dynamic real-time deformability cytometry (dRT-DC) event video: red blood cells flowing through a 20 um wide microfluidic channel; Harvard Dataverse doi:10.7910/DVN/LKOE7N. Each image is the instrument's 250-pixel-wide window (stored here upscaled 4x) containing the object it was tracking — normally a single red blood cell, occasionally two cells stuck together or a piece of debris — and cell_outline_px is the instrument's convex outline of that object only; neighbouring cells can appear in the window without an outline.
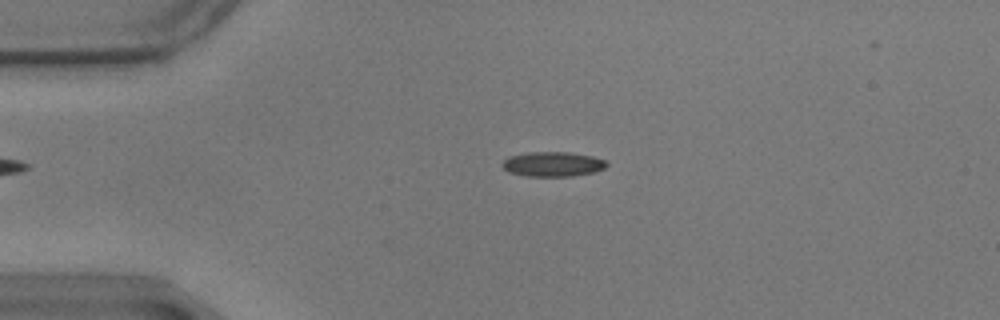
{"species": "common noctule bat (a hibernating species)", "species_latin": "Nyctalus noctula", "temperature_condition": "warm", "stored_images_in_passage": 46, "camera_frame_rate_fps": 3000, "um_per_image_px": 0.085, "animal": {"sex": "male", "body_mass_g": 17.9}, "frame": {"image": 1, "passage_image": 3, "time_ms": 0.667, "image_size_px": [1000, 320], "cell_outline_px": [[608, 164], [604, 168], [596, 172], [572, 176], [528, 176], [508, 172], [500, 164], [508, 156], [528, 152], [568, 152], [592, 156], [604, 160]], "centroid_in_image_um": [46.97, 13.95], "position_along_channel_um": 38.0, "area_um2": 15.09}}
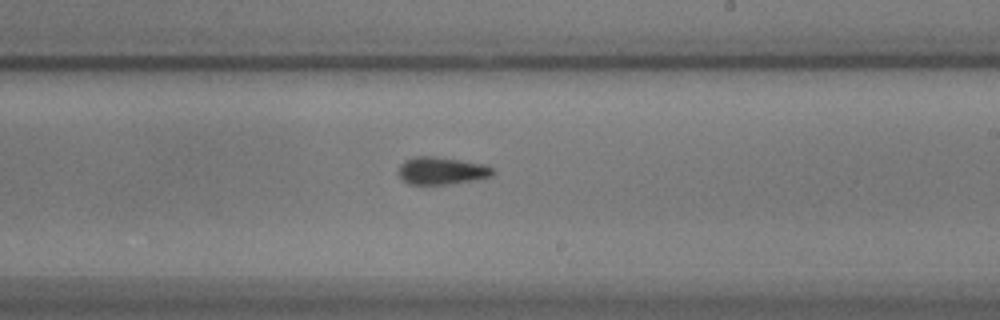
{"frame": {"image": 2, "passage_image": 24, "time_ms": 7.667, "image_size_px": [1000, 320], "cell_outline_px": [[492, 176], [444, 184], [408, 184], [396, 172], [400, 164], [404, 160], [416, 156], [436, 156], [484, 164], [492, 168]], "centroid_in_image_um": [37.45, 14.49], "position_along_channel_um": 251.6, "area_um2": 14.85}}
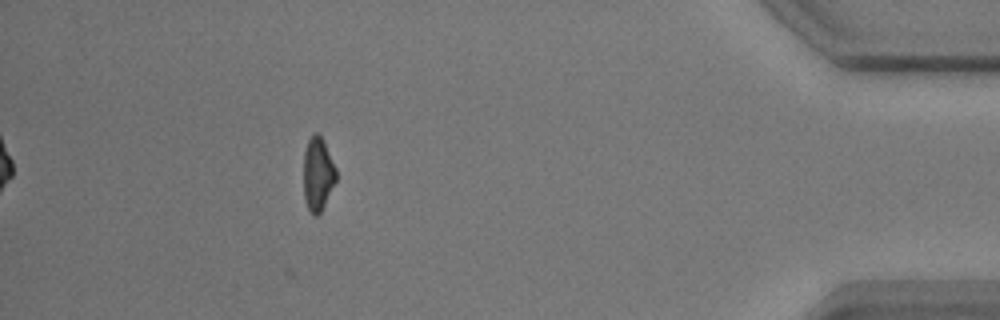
{"frame": {"image": 3, "passage_image": 42, "time_ms": 13.667, "image_size_px": [1000, 320], "cell_outline_px": [[336, 180], [320, 212], [316, 216], [312, 216], [308, 208], [304, 196], [304, 152], [308, 140], [316, 132], [320, 136], [336, 168]], "centroid_in_image_um": [27.0, 14.82], "position_along_channel_um": 408.2, "area_um2": 13.53}, "authors_computed_cell_mechanics": {"area_um2": 14.8546, "velocity_mm_per_s": 3.4853, "shape_relaxation_time_tau1_ms": 5.5226, "shape_relaxation_time_tau2_ms": 4.2196, "deformation_change_tau1": 0.1227, "deformation_change_tau2": 0.1108}}